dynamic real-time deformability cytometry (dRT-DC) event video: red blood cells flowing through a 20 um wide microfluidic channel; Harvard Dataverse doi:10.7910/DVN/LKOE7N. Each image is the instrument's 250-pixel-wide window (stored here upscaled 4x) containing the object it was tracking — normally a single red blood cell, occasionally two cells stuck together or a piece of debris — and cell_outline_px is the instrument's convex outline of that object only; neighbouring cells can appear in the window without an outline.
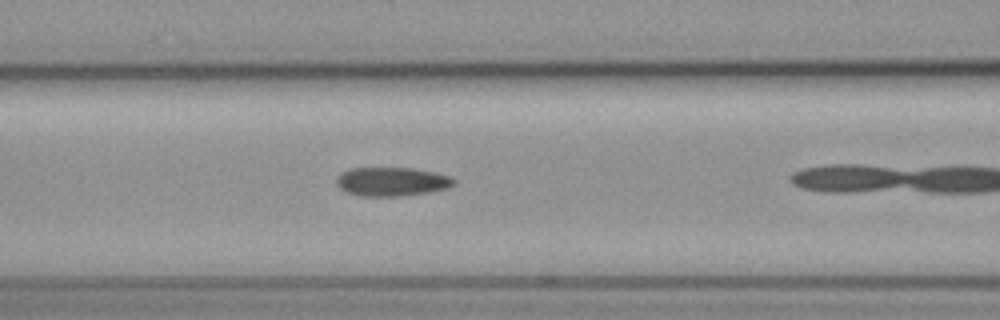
{"species": "common noctule bat (a hibernating species)", "species_latin": "Nyctalus noctula", "temperature_condition": "cold", "stored_images_in_passage": 15, "camera_frame_rate_fps": 3000, "um_per_image_px": 0.085, "animal": {"sex": "female", "body_mass_g": 19.3, "forearm_length_mm": 54.1}, "frame": {"image": 1, "passage_image": 7, "time_ms": 2.0, "image_size_px": [1000, 320], "cell_outline_px": [[456, 184], [448, 188], [428, 192], [400, 196], [360, 196], [348, 192], [340, 188], [336, 184], [336, 176], [340, 172], [352, 168], [412, 168], [436, 172], [452, 176], [456, 180]], "centroid_in_image_um": [33.32, 15.43], "position_along_channel_um": 133.3, "area_um2": 19.94}}